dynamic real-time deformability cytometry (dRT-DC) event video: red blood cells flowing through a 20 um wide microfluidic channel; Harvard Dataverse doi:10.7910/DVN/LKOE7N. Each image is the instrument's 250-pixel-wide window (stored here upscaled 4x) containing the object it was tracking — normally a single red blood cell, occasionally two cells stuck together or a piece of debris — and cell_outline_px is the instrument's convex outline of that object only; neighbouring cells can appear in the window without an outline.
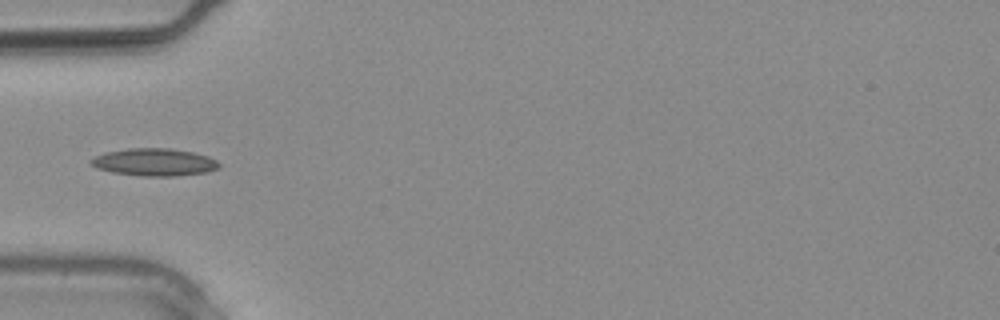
{"species": "common noctule bat (a hibernating species)", "species_latin": "Nyctalus noctula", "temperature_condition": "warm", "stored_images_in_passage": 2, "camera_frame_rate_fps": 3000, "um_per_image_px": 0.085, "animal": {"sex": "male", "body_mass_g": 20.4}, "frame": {"image": 1, "passage_image": 2, "time_ms": 0.333, "image_size_px": [1000, 320], "cell_outline_px": [[220, 168], [208, 172], [172, 176], [144, 176], [112, 172], [96, 168], [88, 160], [104, 152], [128, 148], [172, 148], [192, 152], [208, 156], [216, 160], [220, 164]], "centroid_in_image_um": [13.12, 13.78], "position_along_channel_um": 71.9, "area_um2": 20.58}}